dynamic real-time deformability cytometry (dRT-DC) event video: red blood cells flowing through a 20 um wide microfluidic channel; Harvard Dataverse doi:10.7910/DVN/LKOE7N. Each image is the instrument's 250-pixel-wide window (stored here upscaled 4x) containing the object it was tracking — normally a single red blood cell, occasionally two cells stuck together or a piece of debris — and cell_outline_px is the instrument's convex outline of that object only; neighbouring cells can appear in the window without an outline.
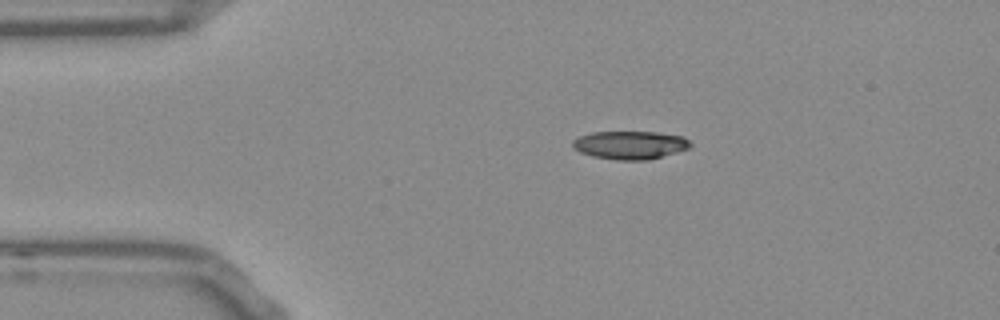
{"species": "Egyptian fruit bat (a non-hibernating species)", "species_latin": "Rousettus aegyptiacus", "temperature_condition": "room temperature", "stored_images_in_passage": 44, "camera_frame_rate_fps": 3000, "um_per_image_px": 0.085, "frame": {"image": 1, "passage_image": 1, "time_ms": 0.0, "image_size_px": [1000, 320], "cell_outline_px": [[692, 144], [688, 148], [676, 152], [648, 160], [620, 160], [592, 156], [580, 152], [572, 148], [572, 140], [580, 136], [592, 132], [656, 132], [684, 136]], "centroid_in_image_um": [53.54, 12.32], "position_along_channel_um": 31.5, "area_um2": 19.31}}
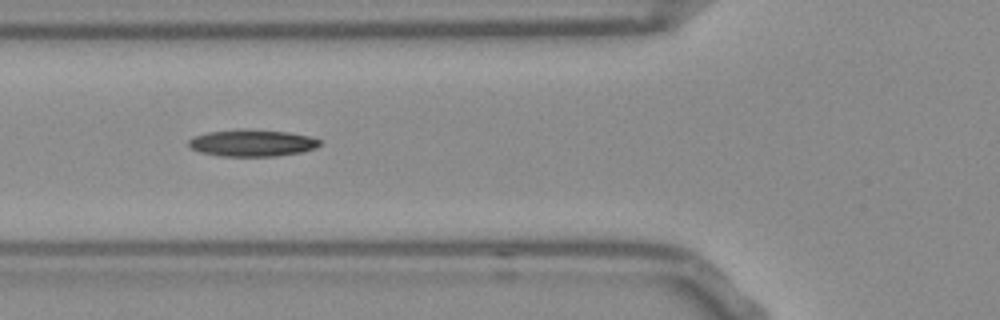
{"frame": {"image": 2, "passage_image": 10, "time_ms": 3.0, "image_size_px": [1000, 320], "cell_outline_px": [[320, 144], [312, 148], [300, 152], [276, 156], [220, 156], [200, 152], [192, 148], [188, 144], [188, 140], [192, 136], [208, 132], [244, 128], [288, 132], [308, 136], [320, 140]], "centroid_in_image_um": [21.37, 12.14], "position_along_channel_um": 104.4, "area_um2": 20.46}}
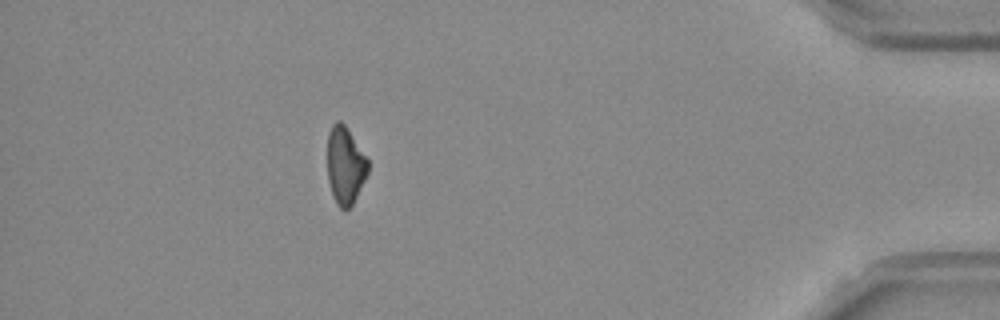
{"frame": {"image": 3, "passage_image": 38, "time_ms": 12.333, "image_size_px": [1000, 320], "cell_outline_px": [[368, 172], [352, 204], [344, 212], [336, 204], [328, 180], [328, 132], [332, 124], [336, 120], [340, 120], [344, 124], [368, 160]], "centroid_in_image_um": [29.32, 14.06], "position_along_channel_um": 405.9, "area_um2": 18.03}}